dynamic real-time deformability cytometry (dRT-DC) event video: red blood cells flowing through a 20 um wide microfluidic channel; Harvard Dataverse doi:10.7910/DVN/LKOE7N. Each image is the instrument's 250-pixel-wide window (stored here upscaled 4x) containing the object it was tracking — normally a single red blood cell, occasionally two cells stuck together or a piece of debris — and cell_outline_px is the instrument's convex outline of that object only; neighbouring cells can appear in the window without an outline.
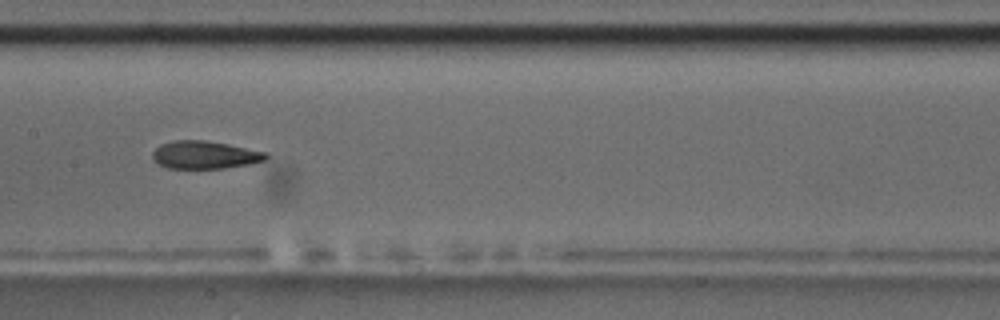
{"species": "common noctule bat (a hibernating species)", "species_latin": "Nyctalus noctula", "temperature_condition": "room temperature", "stored_images_in_passage": 10, "camera_frame_rate_fps": 3000, "um_per_image_px": 0.085, "animal": {"sex": "male", "body_mass_g": 17.5, "forearm_length_mm": 52.3}, "frame": {"image": 1, "passage_image": 9, "time_ms": 9.0, "image_size_px": [1000, 320], "cell_outline_px": [[268, 156], [264, 160], [252, 164], [224, 168], [168, 168], [160, 164], [152, 156], [152, 152], [160, 144], [172, 140], [204, 140], [228, 144], [268, 152]], "centroid_in_image_um": [17.43, 13.16], "position_along_channel_um": 190.0, "area_um2": 18.38}}
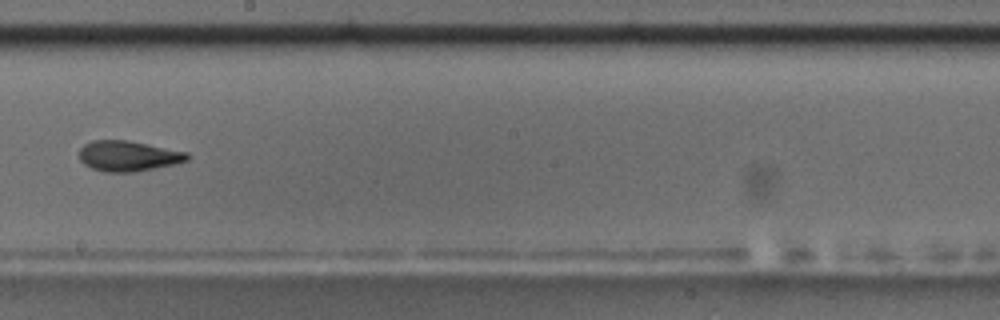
{"frame": {"image": 2, "passage_image": 10, "time_ms": 10.333, "image_size_px": [1000, 320], "cell_outline_px": [[188, 160], [172, 164], [132, 172], [108, 172], [92, 168], [84, 164], [80, 160], [80, 148], [84, 144], [92, 140], [128, 140], [188, 152]], "centroid_in_image_um": [10.87, 13.24], "position_along_channel_um": 237.3, "area_um2": 18.9}}